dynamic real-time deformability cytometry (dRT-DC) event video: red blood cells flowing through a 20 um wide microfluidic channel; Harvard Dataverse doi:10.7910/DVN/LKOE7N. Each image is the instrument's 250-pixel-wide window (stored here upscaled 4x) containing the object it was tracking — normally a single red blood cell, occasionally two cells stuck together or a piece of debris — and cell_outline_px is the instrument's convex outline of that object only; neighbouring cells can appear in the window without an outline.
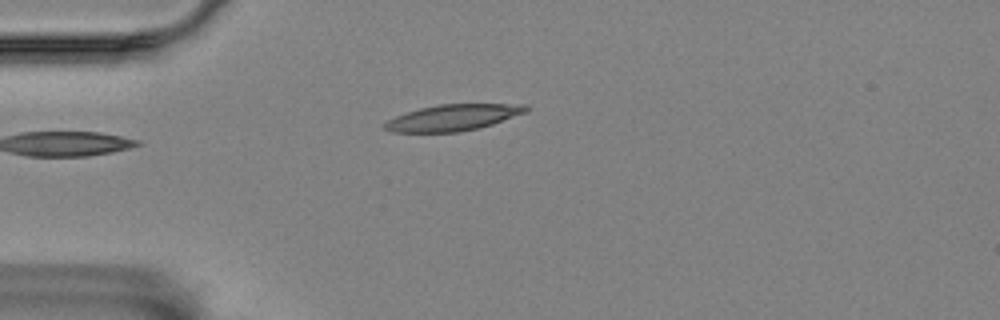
{"species": "Egyptian fruit bat (a non-hibernating species)", "species_latin": "Rousettus aegyptiacus", "temperature_condition": "room temperature", "stored_images_in_passage": 5, "camera_frame_rate_fps": 3000, "um_per_image_px": 0.085, "animal": {"sex": "female"}, "frame": {"image": 1, "passage_image": 5, "time_ms": 1.333, "image_size_px": [1000, 320], "cell_outline_px": [[528, 112], [492, 124], [460, 132], [392, 132], [384, 128], [380, 124], [396, 116], [420, 108], [440, 104], [528, 104]], "centroid_in_image_um": [38.51, 9.99], "position_along_channel_um": 46.5, "area_um2": 21.56}}